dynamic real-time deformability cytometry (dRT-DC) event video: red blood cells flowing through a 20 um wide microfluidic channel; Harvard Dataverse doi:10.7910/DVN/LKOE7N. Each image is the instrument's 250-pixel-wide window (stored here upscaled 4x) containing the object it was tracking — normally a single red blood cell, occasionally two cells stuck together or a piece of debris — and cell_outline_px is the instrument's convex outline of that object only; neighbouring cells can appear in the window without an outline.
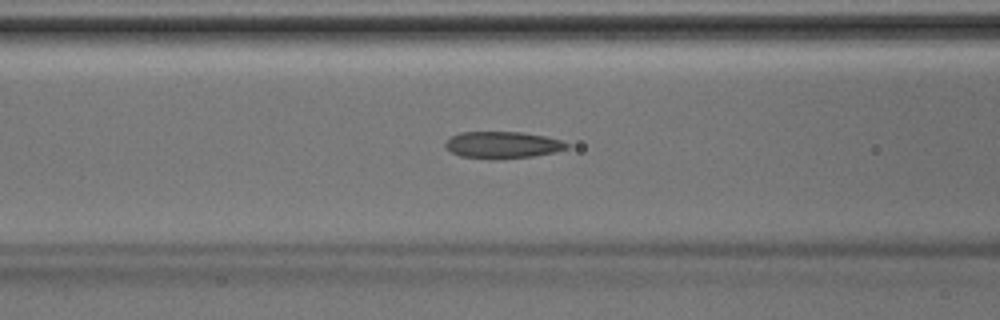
{"species": "Egyptian fruit bat (a non-hibernating species)", "species_latin": "Rousettus aegyptiacus", "temperature_condition": "room temperature", "stored_images_in_passage": 44, "camera_frame_rate_fps": 3000, "um_per_image_px": 0.085, "animal": {"sex": "male"}, "frame": {"image": 1, "passage_image": 18, "time_ms": 5.667, "image_size_px": [1000, 320], "cell_outline_px": [[568, 148], [556, 152], [532, 156], [488, 160], [460, 156], [452, 152], [444, 144], [452, 136], [460, 132], [524, 132], [564, 140], [568, 144]], "centroid_in_image_um": [42.74, 12.32], "position_along_channel_um": 123.9, "area_um2": 19.07}}
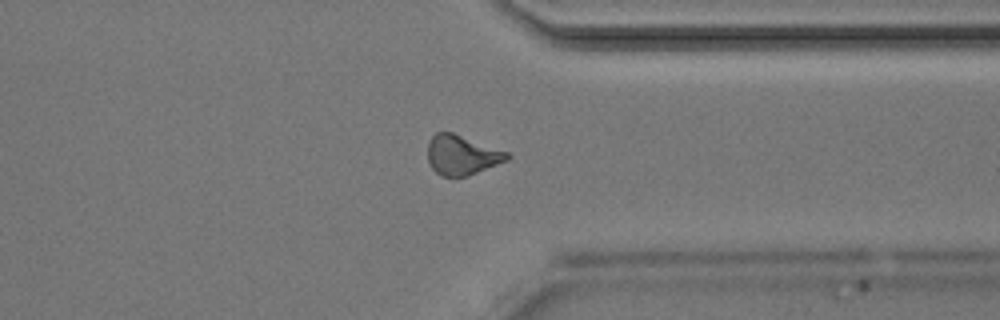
{"frame": {"image": 2, "passage_image": 34, "time_ms": 11.0, "image_size_px": [1000, 320], "cell_outline_px": [[512, 156], [508, 160], [468, 176], [440, 176], [432, 168], [428, 160], [428, 144], [432, 136], [436, 132], [452, 132], [508, 152]], "centroid_in_image_um": [39.26, 13.18], "position_along_channel_um": 372.1, "area_um2": 18.32}}
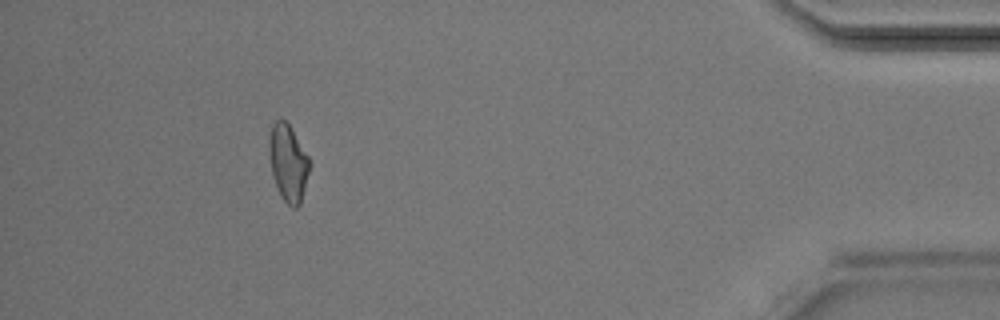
{"frame": {"image": 3, "passage_image": 40, "time_ms": 13.0, "image_size_px": [1000, 320], "cell_outline_px": [[308, 172], [300, 204], [296, 208], [292, 208], [284, 200], [276, 184], [272, 172], [268, 148], [268, 140], [272, 124], [276, 120], [284, 120], [288, 124], [308, 156]], "centroid_in_image_um": [24.46, 13.82], "position_along_channel_um": 410.7, "area_um2": 17.46}}